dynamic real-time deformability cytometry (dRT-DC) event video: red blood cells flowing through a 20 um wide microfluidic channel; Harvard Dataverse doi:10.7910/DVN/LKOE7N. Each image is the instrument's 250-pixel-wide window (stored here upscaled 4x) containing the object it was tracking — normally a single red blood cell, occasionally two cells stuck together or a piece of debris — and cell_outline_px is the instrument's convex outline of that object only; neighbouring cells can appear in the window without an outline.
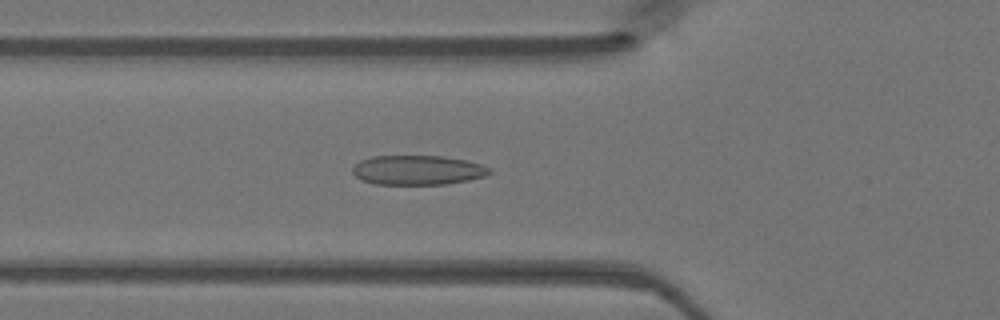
{"species": "Egyptian fruit bat (a non-hibernating species)", "species_latin": "Rousettus aegyptiacus", "temperature_condition": "warm", "stored_images_in_passage": 35, "camera_frame_rate_fps": 3000, "um_per_image_px": 0.085, "animal": {"sex": "female"}, "frame": {"image": 1, "passage_image": 3, "time_ms": 0.667, "image_size_px": [1000, 320], "cell_outline_px": [[492, 172], [488, 176], [468, 180], [444, 184], [376, 184], [360, 180], [352, 172], [352, 168], [360, 160], [372, 156], [444, 156], [468, 160], [492, 168]], "centroid_in_image_um": [35.53, 14.45], "position_along_channel_um": 90.3, "area_um2": 23.76}}
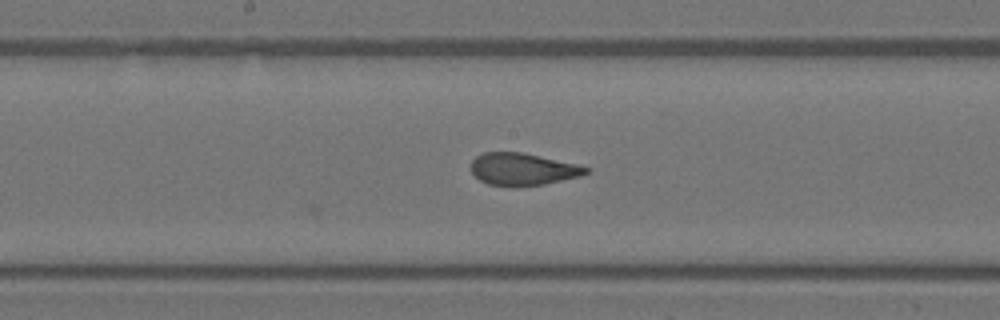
{"frame": {"image": 2, "passage_image": 11, "time_ms": 3.333, "image_size_px": [1000, 320], "cell_outline_px": [[592, 168], [588, 172], [580, 176], [544, 184], [488, 184], [480, 180], [472, 172], [472, 160], [476, 156], [484, 152], [524, 152], [576, 164]], "centroid_in_image_um": [44.46, 14.34], "position_along_channel_um": 203.7, "area_um2": 20.98}}
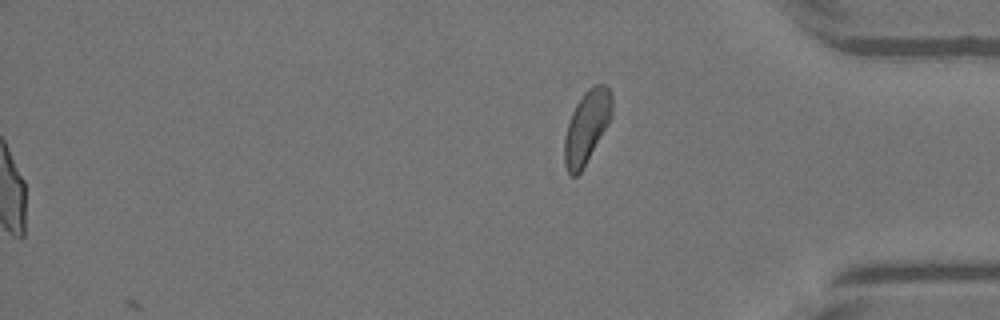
{"frame": {"image": 3, "passage_image": 35, "time_ms": 11.333, "image_size_px": [1000, 320], "cell_outline_px": [[612, 116], [608, 124], [580, 172], [576, 176], [572, 176], [568, 172], [564, 164], [564, 140], [568, 120], [576, 104], [584, 92], [592, 84], [604, 84], [608, 88], [612, 96]], "centroid_in_image_um": [49.86, 10.75], "position_along_channel_um": 385.3, "area_um2": 20.0}}